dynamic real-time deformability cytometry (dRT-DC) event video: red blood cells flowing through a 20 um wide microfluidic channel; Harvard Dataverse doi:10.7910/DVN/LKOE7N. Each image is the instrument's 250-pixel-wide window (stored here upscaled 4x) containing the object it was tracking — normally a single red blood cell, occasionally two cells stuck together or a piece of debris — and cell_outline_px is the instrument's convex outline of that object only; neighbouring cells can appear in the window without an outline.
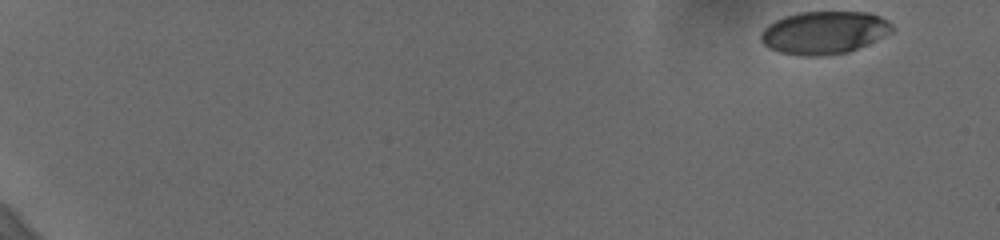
{"species": "human", "species_latin": "Homo sapiens", "temperature_condition": "cold", "stored_images_in_passage": 50, "camera_frame_rate_fps": 3000, "um_per_image_px": 0.085, "donor": {"sex": "female"}, "frame": {"image": 1, "passage_image": 1, "time_ms": 0.0, "image_size_px": [1000, 240], "cell_outline_px": [[892, 32], [884, 36], [848, 52], [824, 56], [800, 56], [780, 52], [768, 48], [760, 40], [760, 32], [768, 24], [784, 16], [800, 12], [868, 12], [880, 16], [888, 20], [892, 24]], "centroid_in_image_um": [70.02, 2.77], "position_along_channel_um": 15.0, "area_um2": 32.83}}
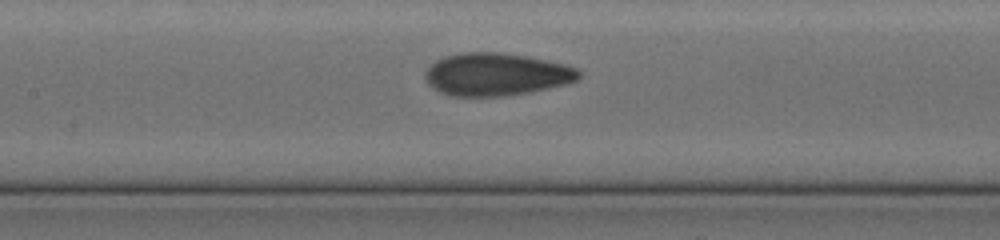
{"frame": {"image": 2, "passage_image": 29, "time_ms": 9.333, "image_size_px": [1000, 240], "cell_outline_px": [[580, 76], [576, 80], [564, 84], [528, 92], [504, 96], [452, 96], [440, 92], [432, 88], [424, 80], [424, 76], [428, 68], [436, 60], [444, 56], [464, 52], [500, 52], [524, 56], [564, 64], [576, 68], [580, 72]], "centroid_in_image_um": [42.12, 6.32], "position_along_channel_um": 165.3, "area_um2": 37.92}}
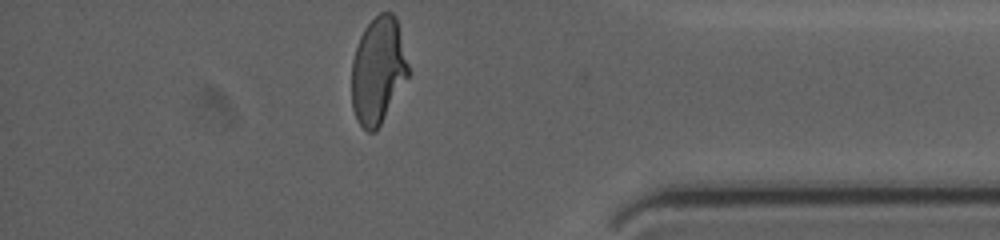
{"frame": {"image": 3, "passage_image": 50, "time_ms": 16.333, "image_size_px": [1000, 240], "cell_outline_px": [[412, 72], [376, 132], [368, 132], [356, 120], [352, 108], [352, 60], [360, 36], [364, 28], [380, 12], [392, 12], [396, 16]], "centroid_in_image_um": [32.17, 6.0], "position_along_channel_um": 403.0, "area_um2": 35.84}, "authors_computed_cell_mechanics": {"area_um2": 36.0094, "velocity_mm_per_s": 3.6433, "shape_relaxation_time_tau1_ms": 3.8172, "shape_relaxation_time_tau2_ms": 1.0377, "deformation_change_tau1": 0.17, "deformation_change_tau2": 0.0708}}